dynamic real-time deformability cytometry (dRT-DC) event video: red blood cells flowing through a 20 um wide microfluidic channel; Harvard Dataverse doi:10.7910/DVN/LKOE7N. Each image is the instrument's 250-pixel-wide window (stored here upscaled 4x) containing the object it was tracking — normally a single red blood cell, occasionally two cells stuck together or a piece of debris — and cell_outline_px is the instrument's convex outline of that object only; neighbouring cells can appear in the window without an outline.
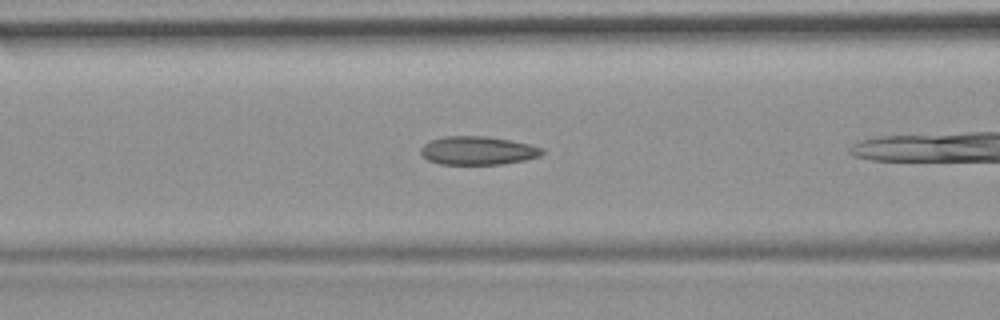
{"species": "common noctule bat (a hibernating species)", "species_latin": "Nyctalus noctula", "temperature_condition": "room temperature", "stored_images_in_passage": 8, "camera_frame_rate_fps": 3000, "um_per_image_px": 0.085, "animal": {"sex": "female", "body_mass_g": 19.9}, "frame": {"image": 1, "passage_image": 6, "time_ms": 1.667, "image_size_px": [1000, 320], "cell_outline_px": [[544, 152], [540, 156], [524, 160], [504, 164], [440, 164], [428, 160], [420, 152], [420, 148], [424, 144], [432, 140], [444, 136], [484, 136], [532, 144], [544, 148]], "centroid_in_image_um": [40.64, 12.8], "position_along_channel_um": 126.0, "area_um2": 20.11}}